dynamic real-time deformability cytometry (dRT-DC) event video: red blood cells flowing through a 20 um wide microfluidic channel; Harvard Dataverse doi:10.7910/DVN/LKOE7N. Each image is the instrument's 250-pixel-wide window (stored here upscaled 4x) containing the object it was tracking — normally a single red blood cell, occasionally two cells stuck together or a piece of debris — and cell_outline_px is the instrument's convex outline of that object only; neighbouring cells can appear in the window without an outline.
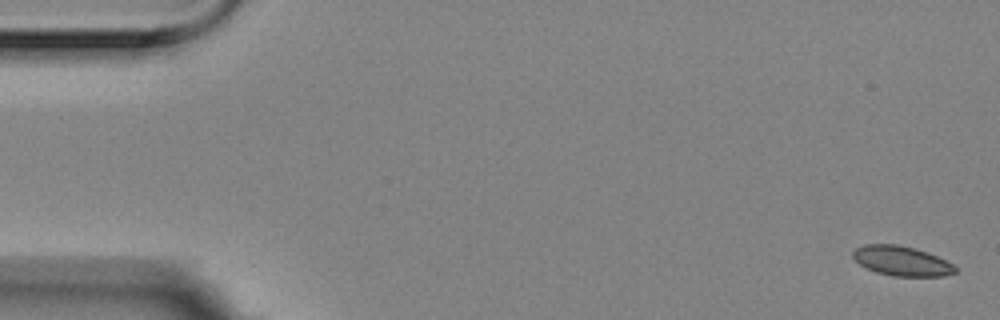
{"species": "Egyptian fruit bat (a non-hibernating species)", "species_latin": "Rousettus aegyptiacus", "temperature_condition": "room temperature", "stored_images_in_passage": 6, "camera_frame_rate_fps": 3000, "um_per_image_px": 0.085, "animal": {"sex": "female"}, "frame": {"image": 1, "passage_image": 1, "time_ms": 0.0, "image_size_px": [1000, 320], "cell_outline_px": [[956, 272], [944, 276], [892, 276], [876, 272], [860, 264], [852, 256], [852, 252], [856, 248], [864, 244], [896, 244], [928, 252], [952, 264], [956, 268]], "centroid_in_image_um": [76.62, 22.18], "position_along_channel_um": 8.4, "area_um2": 17.51}}
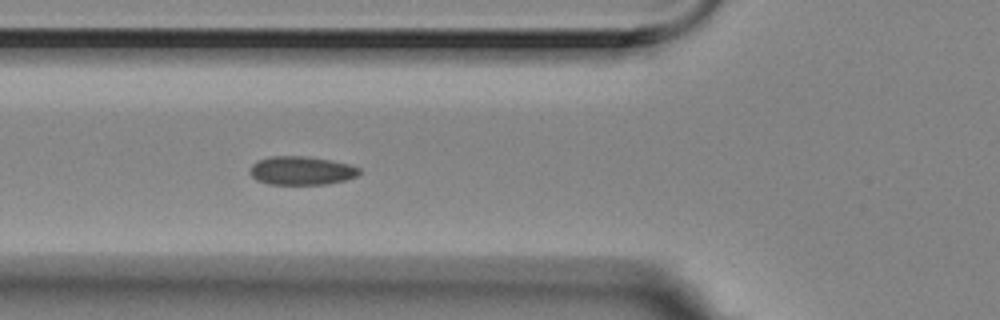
{"frame": {"image": 2, "passage_image": 6, "time_ms": 1.667, "image_size_px": [1000, 320], "cell_outline_px": [[360, 172], [356, 176], [344, 180], [328, 184], [268, 184], [256, 180], [248, 172], [252, 164], [256, 160], [272, 156], [304, 156], [328, 160], [348, 164], [360, 168]], "centroid_in_image_um": [25.57, 14.5], "position_along_channel_um": 100.2, "area_um2": 18.15}}